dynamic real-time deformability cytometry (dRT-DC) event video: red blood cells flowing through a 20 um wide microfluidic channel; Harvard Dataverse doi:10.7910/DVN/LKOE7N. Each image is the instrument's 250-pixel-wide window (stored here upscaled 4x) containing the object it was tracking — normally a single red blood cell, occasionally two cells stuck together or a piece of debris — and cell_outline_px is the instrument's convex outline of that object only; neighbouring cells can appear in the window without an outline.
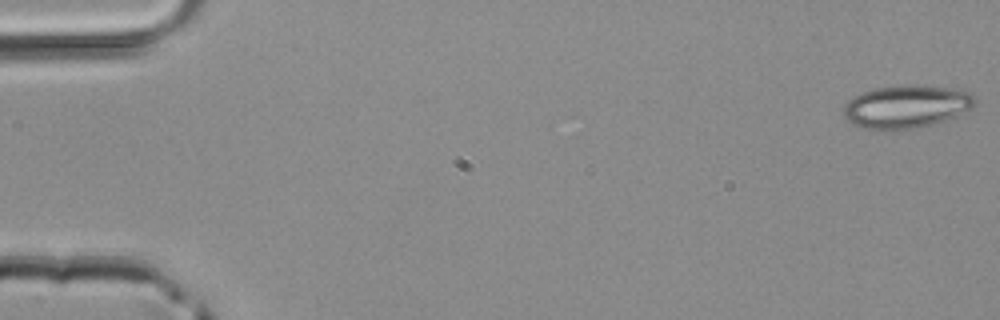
{"species": "common noctule bat (a hibernating species)", "species_latin": "Nyctalus noctula", "temperature_condition": "room temperature", "stored_images_in_passage": 5, "segment_of_instrument_passage": [1, 2], "camera_frame_rate_fps": 3000, "um_per_image_px": 0.085, "animal": {"sex": "male", "body_mass_g": 20.4}, "frame": {"image": 1, "passage_image": 1, "time_ms": 0.0, "image_size_px": [1000, 320], "cell_outline_px": [[976, 104], [972, 108], [956, 116], [932, 124], [916, 128], [888, 132], [864, 128], [852, 124], [844, 116], [844, 108], [848, 100], [852, 96], [876, 88], [908, 84], [916, 84], [952, 88], [972, 92], [976, 100]], "centroid_in_image_um": [77.05, 9.07], "position_along_channel_um": 8.0, "area_um2": 33.41}}